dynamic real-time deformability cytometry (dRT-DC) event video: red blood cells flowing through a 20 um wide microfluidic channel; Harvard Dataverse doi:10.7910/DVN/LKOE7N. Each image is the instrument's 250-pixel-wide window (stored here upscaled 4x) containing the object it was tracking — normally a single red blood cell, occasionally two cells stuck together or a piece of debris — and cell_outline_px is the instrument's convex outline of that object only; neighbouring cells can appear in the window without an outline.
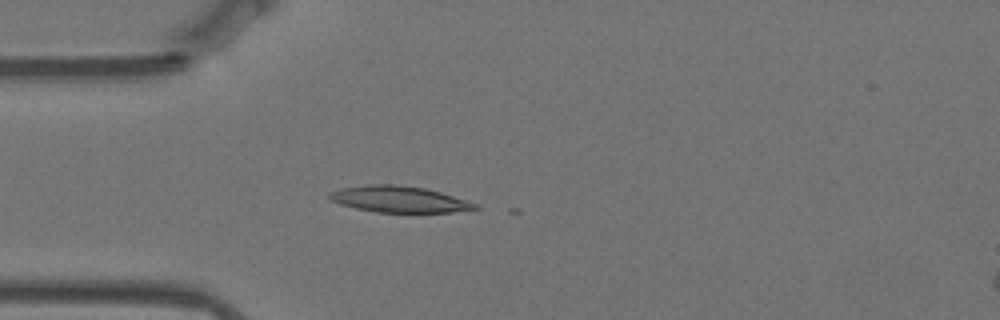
{"species": "Egyptian fruit bat (a non-hibernating species)", "species_latin": "Rousettus aegyptiacus", "temperature_condition": "warm", "stored_images_in_passage": 18, "camera_frame_rate_fps": 3000, "um_per_image_px": 0.085, "animal": {"sex": "female"}, "frame": {"image": 1, "passage_image": 15, "time_ms": 4.667, "image_size_px": [1000, 320], "cell_outline_px": [[480, 208], [452, 212], [376, 212], [356, 208], [340, 204], [332, 200], [328, 196], [328, 192], [340, 188], [368, 184], [396, 184], [424, 188], [440, 192], [476, 204]], "centroid_in_image_um": [33.86, 16.93], "position_along_channel_um": 51.1, "area_um2": 22.08}}